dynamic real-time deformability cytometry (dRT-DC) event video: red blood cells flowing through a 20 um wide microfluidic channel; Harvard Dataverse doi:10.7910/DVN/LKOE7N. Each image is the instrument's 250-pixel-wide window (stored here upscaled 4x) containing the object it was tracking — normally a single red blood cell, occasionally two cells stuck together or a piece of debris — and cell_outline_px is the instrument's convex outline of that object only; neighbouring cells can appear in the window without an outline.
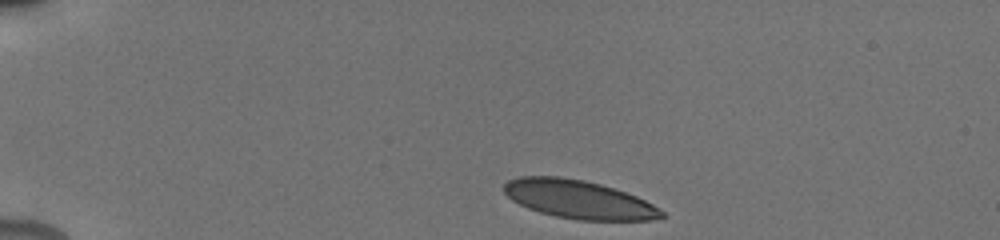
{"species": "human", "species_latin": "Homo sapiens", "temperature_condition": "cold", "stored_images_in_passage": 49, "camera_frame_rate_fps": 3000, "um_per_image_px": 0.085, "donor": {"sex": "male"}, "frame": {"image": 1, "passage_image": 1, "time_ms": 0.0, "image_size_px": [1000, 240], "cell_outline_px": [[664, 216], [652, 220], [580, 220], [556, 216], [540, 212], [528, 208], [512, 200], [504, 192], [504, 184], [508, 180], [520, 176], [560, 176], [584, 180], [600, 184], [636, 196], [652, 204], [664, 212]], "centroid_in_image_um": [49.16, 16.94], "position_along_channel_um": 35.8, "area_um2": 34.97}}
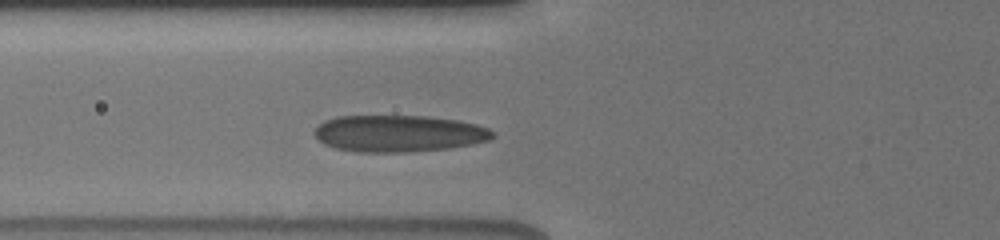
{"frame": {"image": 2, "passage_image": 30, "time_ms": 3.333, "image_size_px": [1000, 240], "cell_outline_px": [[492, 136], [488, 140], [472, 144], [448, 148], [404, 152], [356, 152], [336, 148], [324, 144], [312, 132], [324, 120], [336, 116], [428, 116], [460, 120], [476, 124], [488, 128], [492, 132]], "centroid_in_image_um": [33.86, 11.34], "position_along_channel_um": 91.9, "area_um2": 38.09}}